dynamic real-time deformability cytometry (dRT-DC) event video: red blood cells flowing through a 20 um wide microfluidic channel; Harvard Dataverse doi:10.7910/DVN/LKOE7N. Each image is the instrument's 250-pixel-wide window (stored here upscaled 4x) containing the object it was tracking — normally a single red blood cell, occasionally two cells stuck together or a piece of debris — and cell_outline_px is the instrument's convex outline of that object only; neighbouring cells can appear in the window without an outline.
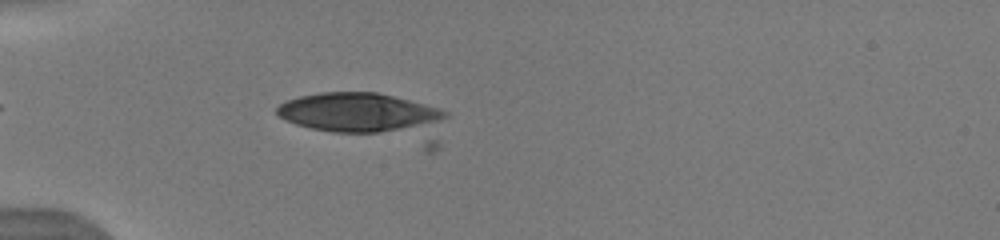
{"species": "human", "species_latin": "Homo sapiens", "temperature_condition": "warm", "stored_images_in_passage": 7, "camera_frame_rate_fps": 3000, "um_per_image_px": 0.085, "donor": {"sex": "male"}, "frame": {"image": 1, "passage_image": 3, "time_ms": 1.0, "image_size_px": [1000, 240], "cell_outline_px": [[448, 116], [428, 124], [380, 132], [332, 132], [312, 128], [296, 124], [284, 120], [276, 112], [276, 108], [284, 100], [300, 96], [320, 92], [376, 92], [440, 108], [448, 112]], "centroid_in_image_um": [30.35, 9.53], "position_along_channel_um": 54.6, "area_um2": 37.4}}